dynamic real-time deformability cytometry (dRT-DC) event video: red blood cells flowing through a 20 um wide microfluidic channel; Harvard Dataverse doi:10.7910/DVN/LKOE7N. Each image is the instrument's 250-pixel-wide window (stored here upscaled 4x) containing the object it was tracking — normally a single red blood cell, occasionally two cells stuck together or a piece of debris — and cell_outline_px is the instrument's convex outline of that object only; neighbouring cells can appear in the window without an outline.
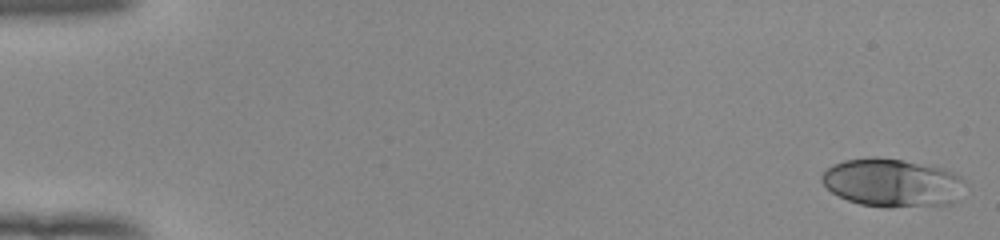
{"species": "human", "species_latin": "Homo sapiens", "temperature_condition": "room temperature", "stored_images_in_passage": 53, "camera_frame_rate_fps": 3000, "um_per_image_px": 0.085, "donor": {"sex": "female"}, "frame": {"image": 1, "passage_image": 1, "time_ms": 0.0, "image_size_px": [1000, 240], "cell_outline_px": [[960, 180], [952, 204], [888, 208], [860, 204], [848, 200], [832, 192], [820, 180], [820, 176], [832, 164], [844, 160], [876, 156], [904, 160], [944, 168], [960, 176]], "centroid_in_image_um": [75.74, 15.52], "position_along_channel_um": 9.3, "area_um2": 39.77}}
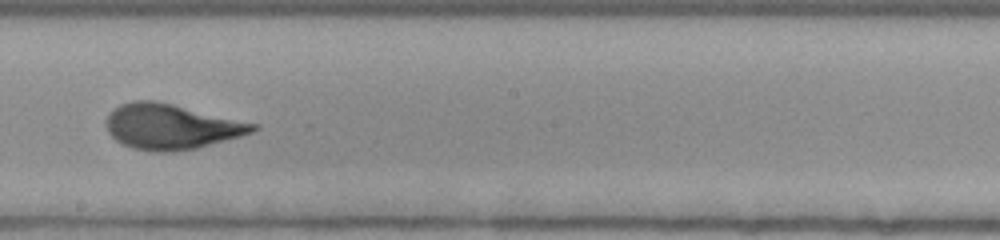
{"frame": {"image": 2, "passage_image": 31, "time_ms": 10.0, "image_size_px": [1000, 240], "cell_outline_px": [[260, 128], [252, 132], [240, 136], [196, 148], [172, 152], [152, 152], [132, 148], [120, 144], [108, 132], [108, 112], [112, 108], [120, 104], [132, 100], [156, 100], [260, 124]], "centroid_in_image_um": [14.55, 10.75], "position_along_channel_um": 233.7, "area_um2": 38.9}}
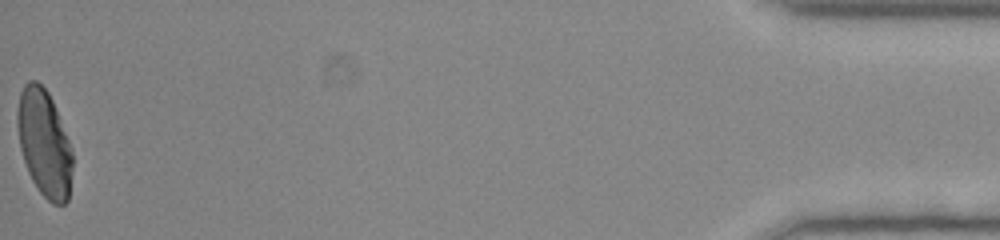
{"frame": {"image": 3, "passage_image": 53, "time_ms": 17.333, "image_size_px": [1000, 240], "cell_outline_px": [[72, 168], [68, 200], [64, 204], [52, 204], [40, 192], [32, 180], [28, 172], [20, 148], [16, 124], [16, 112], [20, 92], [24, 84], [28, 80], [36, 80], [48, 92], [52, 100], [72, 148]], "centroid_in_image_um": [3.74, 12.15], "position_along_channel_um": 431.5, "area_um2": 34.39}, "authors_computed_cell_mechanics": {"area_um2": 37.1654, "velocity_mm_per_s": 3.923, "shape_relaxation_time_tau1_ms": 4.6338, "shape_relaxation_time_tau2_ms": 0.7056, "deformation_change_tau1": 0.2135, "deformation_change_tau2": 0.0674}}